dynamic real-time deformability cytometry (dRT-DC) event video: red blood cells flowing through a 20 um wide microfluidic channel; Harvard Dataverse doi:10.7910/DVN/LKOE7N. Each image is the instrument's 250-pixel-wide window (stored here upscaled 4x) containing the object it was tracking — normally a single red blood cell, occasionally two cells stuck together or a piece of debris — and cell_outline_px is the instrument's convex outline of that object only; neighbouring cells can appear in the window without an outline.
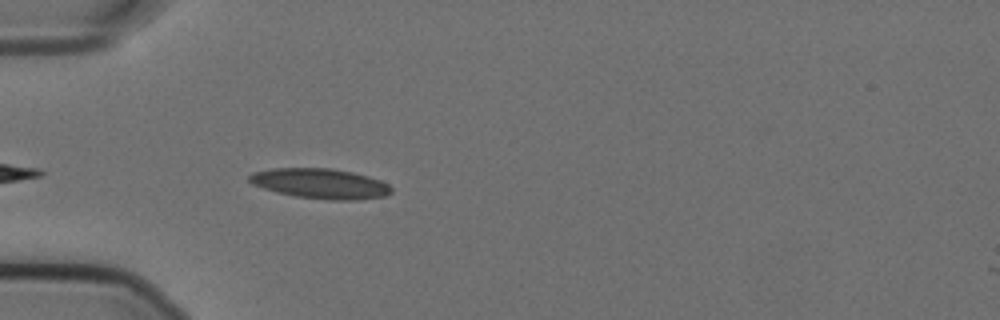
{"species": "Egyptian fruit bat (a non-hibernating species)", "species_latin": "Rousettus aegyptiacus", "temperature_condition": "cold", "stored_images_in_passage": 9, "camera_frame_rate_fps": 3000, "um_per_image_px": 0.085, "animal": {"sex": "female"}, "frame": {"image": 1, "passage_image": 4, "time_ms": 1.0, "image_size_px": [1000, 320], "cell_outline_px": [[392, 192], [388, 196], [356, 200], [328, 200], [296, 196], [276, 192], [252, 184], [248, 180], [248, 176], [252, 172], [272, 168], [332, 168], [352, 172], [368, 176], [380, 180], [388, 184], [392, 188]], "centroid_in_image_um": [27.24, 15.6], "position_along_channel_um": 57.8, "area_um2": 25.09}}
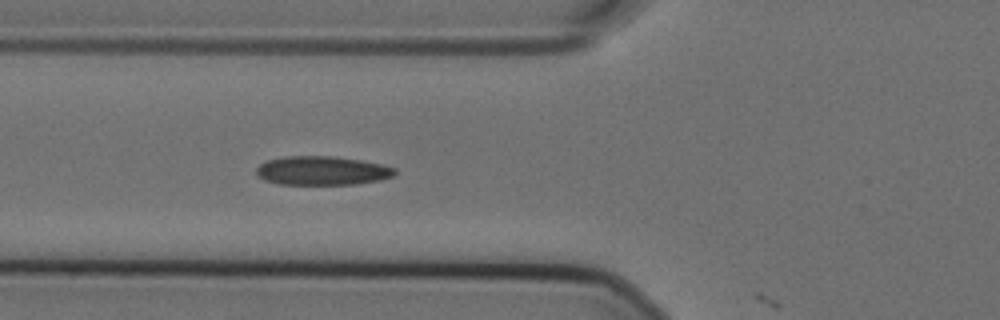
{"frame": {"image": 2, "passage_image": 8, "time_ms": 2.333, "image_size_px": [1000, 320], "cell_outline_px": [[396, 172], [392, 176], [380, 180], [356, 184], [280, 184], [264, 180], [256, 172], [256, 168], [260, 164], [268, 160], [284, 156], [328, 156], [360, 160], [380, 164], [396, 168]], "centroid_in_image_um": [27.37, 14.5], "position_along_channel_um": 98.4, "area_um2": 23.12}}